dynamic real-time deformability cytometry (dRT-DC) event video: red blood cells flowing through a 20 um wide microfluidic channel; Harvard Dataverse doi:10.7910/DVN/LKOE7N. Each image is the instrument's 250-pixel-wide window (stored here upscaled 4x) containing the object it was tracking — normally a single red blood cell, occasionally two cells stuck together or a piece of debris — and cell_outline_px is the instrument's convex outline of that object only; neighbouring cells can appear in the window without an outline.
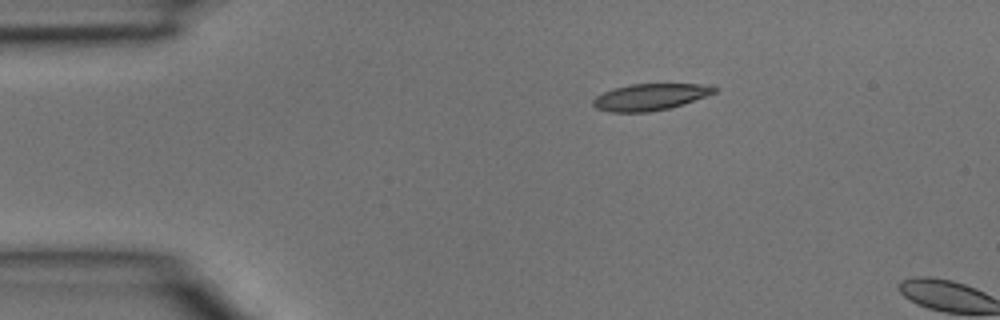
{"species": "common noctule bat (a hibernating species)", "species_latin": "Nyctalus noctula", "temperature_condition": "room temperature", "stored_images_in_passage": 2, "camera_frame_rate_fps": 3000, "um_per_image_px": 0.085, "animal": {"sex": "male", "body_mass_g": 15.6}, "frame": {"image": 1, "passage_image": 1, "time_ms": 0.0, "image_size_px": [1000, 320], "cell_outline_px": [[720, 88], [716, 92], [684, 104], [672, 108], [648, 112], [608, 112], [596, 108], [592, 104], [592, 100], [596, 96], [612, 88], [628, 84], [712, 84]], "centroid_in_image_um": [55.28, 8.24], "position_along_channel_um": 29.7, "area_um2": 19.13}}